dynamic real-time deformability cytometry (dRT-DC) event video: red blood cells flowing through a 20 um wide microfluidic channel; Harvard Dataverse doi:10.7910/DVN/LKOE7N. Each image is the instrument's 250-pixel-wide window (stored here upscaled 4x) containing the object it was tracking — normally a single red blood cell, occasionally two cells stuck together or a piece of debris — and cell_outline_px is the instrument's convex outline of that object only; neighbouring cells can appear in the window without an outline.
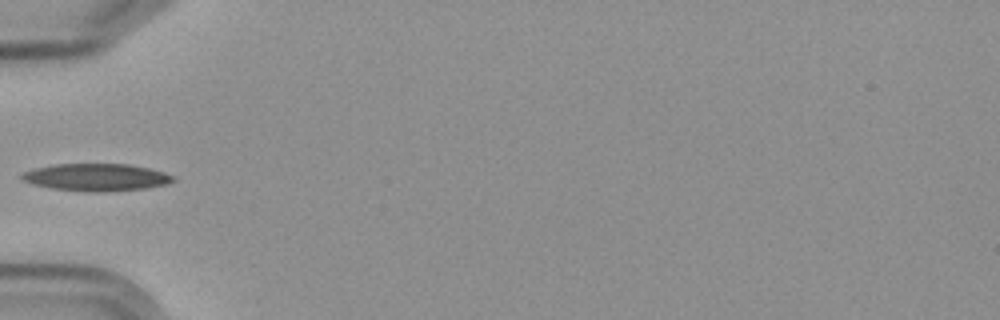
{"species": "Egyptian fruit bat (a non-hibernating species)", "species_latin": "Rousettus aegyptiacus", "temperature_condition": "cold", "stored_images_in_passage": 6, "camera_frame_rate_fps": 3000, "um_per_image_px": 0.085, "frame": {"image": 1, "passage_image": 5, "time_ms": 4.667, "image_size_px": [1000, 320], "cell_outline_px": [[176, 180], [168, 184], [144, 188], [100, 192], [84, 192], [52, 188], [32, 184], [24, 180], [20, 176], [24, 172], [36, 168], [56, 164], [128, 164], [148, 168], [164, 172], [176, 176]], "centroid_in_image_um": [8.22, 15.07], "position_along_channel_um": 76.8, "area_um2": 24.04}}
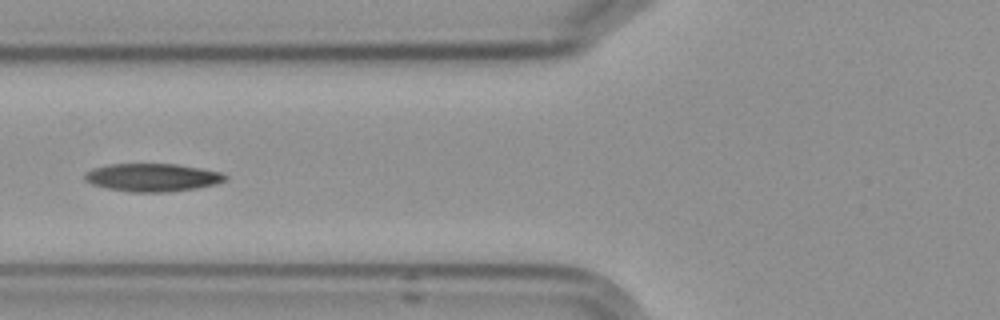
{"frame": {"image": 2, "passage_image": 6, "time_ms": 5.667, "image_size_px": [1000, 320], "cell_outline_px": [[228, 180], [216, 184], [196, 188], [168, 192], [128, 192], [108, 188], [92, 184], [84, 180], [84, 172], [92, 168], [108, 164], [176, 164], [200, 168], [220, 172], [228, 176]], "centroid_in_image_um": [12.94, 15.08], "position_along_channel_um": 112.9, "area_um2": 23.06}}